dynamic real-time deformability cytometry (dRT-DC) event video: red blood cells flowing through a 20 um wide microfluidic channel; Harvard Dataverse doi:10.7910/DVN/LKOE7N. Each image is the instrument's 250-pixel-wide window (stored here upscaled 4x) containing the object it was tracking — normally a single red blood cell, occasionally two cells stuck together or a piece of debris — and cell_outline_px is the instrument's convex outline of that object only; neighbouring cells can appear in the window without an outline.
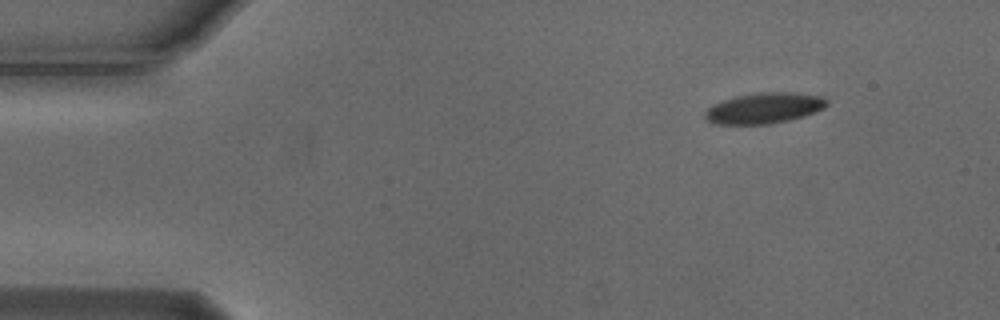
{"species": "Egyptian fruit bat (a non-hibernating species)", "species_latin": "Rousettus aegyptiacus", "temperature_condition": "cold", "stored_images_in_passage": 49, "camera_frame_rate_fps": 3000, "um_per_image_px": 0.085, "animal": {"sex": "male"}, "frame": {"image": 1, "passage_image": 1, "time_ms": 0.0, "image_size_px": [1000, 320], "cell_outline_px": [[828, 104], [824, 108], [804, 116], [788, 120], [768, 124], [716, 124], [708, 120], [704, 116], [704, 112], [712, 104], [720, 100], [736, 96], [760, 92], [792, 92], [824, 96], [828, 100]], "centroid_in_image_um": [64.95, 9.18], "position_along_channel_um": 20.0, "area_um2": 21.96}}
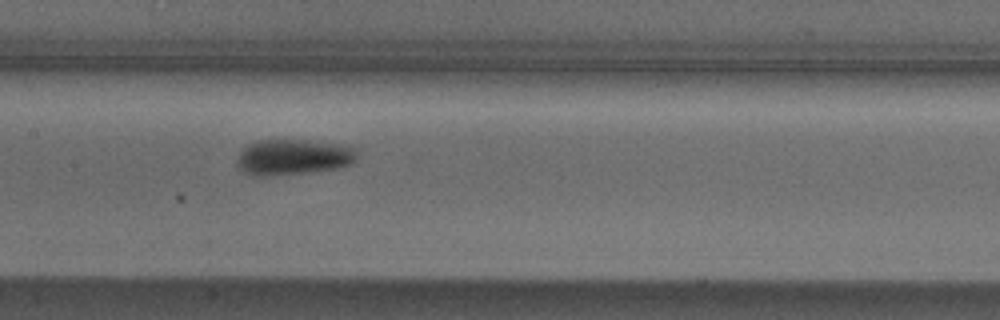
{"frame": {"image": 2, "passage_image": 21, "time_ms": 6.667, "image_size_px": [1000, 320], "cell_outline_px": [[356, 160], [348, 164], [336, 168], [308, 172], [268, 176], [252, 176], [236, 168], [236, 156], [248, 144], [256, 140], [308, 140], [352, 144], [356, 148]], "centroid_in_image_um": [24.91, 13.33], "position_along_channel_um": 182.5, "area_um2": 25.49}}
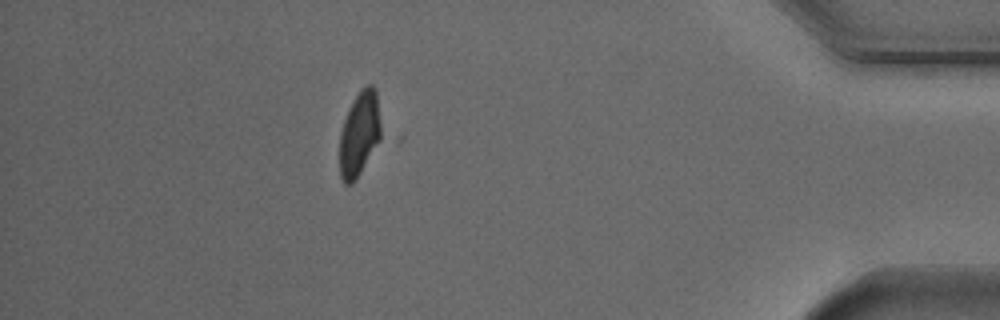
{"frame": {"image": 3, "passage_image": 43, "time_ms": 14.0, "image_size_px": [1000, 320], "cell_outline_px": [[388, 136], [352, 184], [344, 184], [340, 176], [340, 132], [344, 120], [360, 88], [368, 84], [372, 84], [376, 88]], "centroid_in_image_um": [30.71, 11.36], "position_along_channel_um": 404.5, "area_um2": 22.2}, "authors_computed_cell_mechanics": {"area_um2": 23.0044, "velocity_mm_per_s": 3.72, "shape_relaxation_time_tau1_ms": 2.2783, "shape_relaxation_time_tau2_ms": 11.131, "deformation_change_tau1": 0.1133, "deformation_change_tau2": 0.1296}}